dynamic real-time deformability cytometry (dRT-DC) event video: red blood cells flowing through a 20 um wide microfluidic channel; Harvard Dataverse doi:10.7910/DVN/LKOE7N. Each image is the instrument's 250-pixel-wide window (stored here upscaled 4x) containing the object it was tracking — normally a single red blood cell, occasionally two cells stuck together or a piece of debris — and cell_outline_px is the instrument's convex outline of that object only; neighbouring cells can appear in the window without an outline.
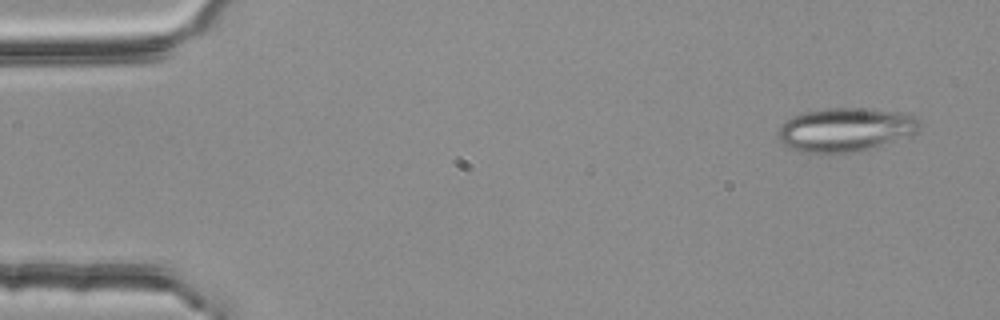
{"species": "common noctule bat (a hibernating species)", "species_latin": "Nyctalus noctula", "temperature_condition": "room temperature", "stored_images_in_passage": 55, "segment_of_instrument_passage": [1, 2], "camera_frame_rate_fps": 3000, "um_per_image_px": 0.085, "animal": {"sex": "female", "body_mass_g": 25.1}, "frame": {"image": 1, "passage_image": 3, "time_ms": 0.667, "image_size_px": [1000, 320], "cell_outline_px": [[924, 124], [916, 132], [868, 148], [852, 152], [828, 156], [804, 152], [788, 148], [780, 140], [776, 132], [780, 124], [792, 116], [804, 112], [828, 108], [868, 108], [904, 112], [920, 120]], "centroid_in_image_um": [71.79, 11.02], "position_along_channel_um": 13.2, "area_um2": 36.47}}